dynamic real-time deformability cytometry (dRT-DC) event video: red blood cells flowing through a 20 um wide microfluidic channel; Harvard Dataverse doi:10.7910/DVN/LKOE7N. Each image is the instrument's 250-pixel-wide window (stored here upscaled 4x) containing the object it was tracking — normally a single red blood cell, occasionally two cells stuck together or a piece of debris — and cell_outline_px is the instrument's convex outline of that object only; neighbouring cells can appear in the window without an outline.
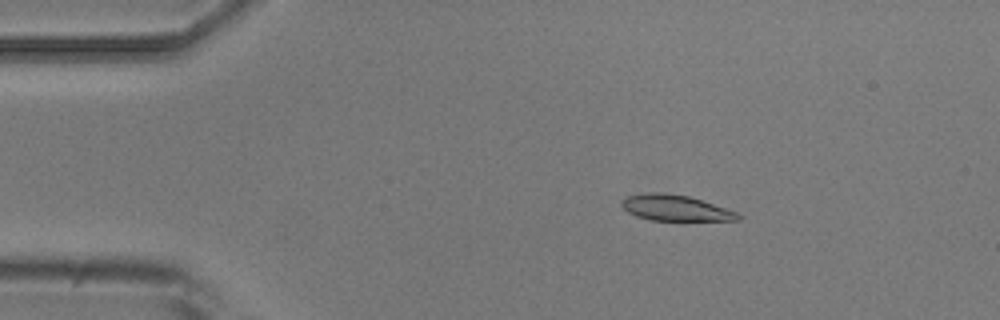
{"species": "common noctule bat (a hibernating species)", "species_latin": "Nyctalus noctula", "temperature_condition": "room temperature", "stored_images_in_passage": 5, "camera_frame_rate_fps": 3000, "um_per_image_px": 0.085, "animal": {"sex": "male", "body_mass_g": 20.5, "forearm_length_mm": 52.5}, "frame": {"image": 1, "passage_image": 3, "time_ms": 2.333, "image_size_px": [1000, 320], "cell_outline_px": [[744, 216], [740, 220], [652, 220], [636, 216], [628, 212], [620, 204], [620, 200], [628, 196], [648, 192], [664, 192], [688, 196], [736, 212]], "centroid_in_image_um": [57.37, 17.67], "position_along_channel_um": 27.6, "area_um2": 17.34}}
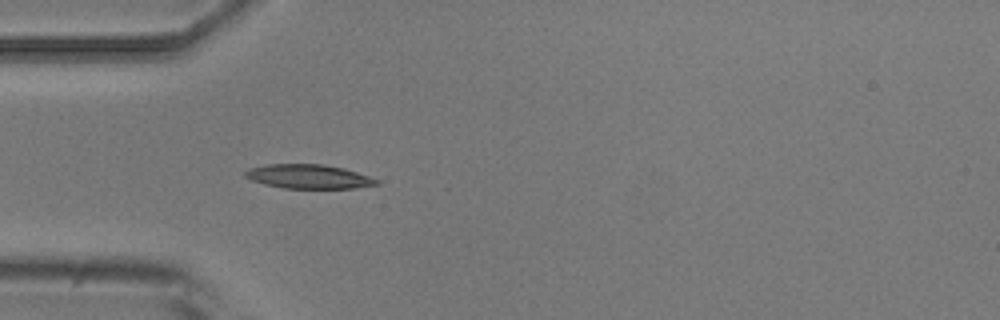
{"frame": {"image": 2, "passage_image": 5, "time_ms": 4.667, "image_size_px": [1000, 320], "cell_outline_px": [[380, 184], [356, 188], [284, 188], [264, 184], [252, 180], [244, 176], [244, 172], [248, 168], [268, 164], [324, 164], [344, 168], [380, 180]], "centroid_in_image_um": [26.24, 15.0], "position_along_channel_um": 58.8, "area_um2": 18.5}}